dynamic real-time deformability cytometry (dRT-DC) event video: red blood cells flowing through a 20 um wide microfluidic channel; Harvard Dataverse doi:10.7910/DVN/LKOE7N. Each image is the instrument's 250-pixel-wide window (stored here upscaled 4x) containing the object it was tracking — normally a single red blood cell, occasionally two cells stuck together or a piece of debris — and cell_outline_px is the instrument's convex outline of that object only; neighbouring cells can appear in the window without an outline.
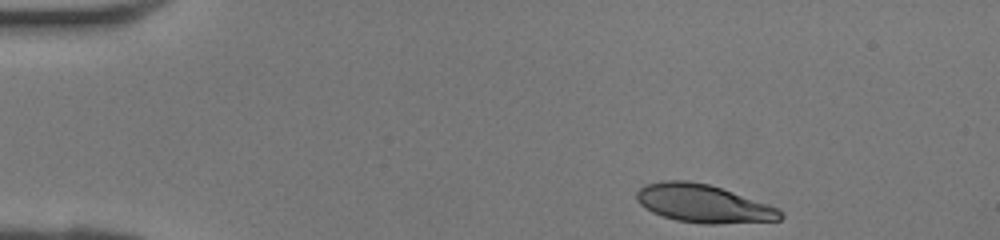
{"species": "human", "species_latin": "Homo sapiens", "temperature_condition": "room temperature", "stored_images_in_passage": 36, "camera_frame_rate_fps": 3000, "um_per_image_px": 0.085, "donor": {"sex": "female"}, "frame": {"image": 1, "passage_image": 1, "time_ms": 0.0, "image_size_px": [1000, 240], "cell_outline_px": [[784, 216], [780, 220], [716, 224], [704, 224], [676, 220], [652, 212], [644, 208], [636, 200], [636, 192], [644, 184], [664, 180], [688, 180], [708, 184], [780, 208], [784, 212]], "centroid_in_image_um": [59.77, 17.3], "position_along_channel_um": 25.2, "area_um2": 31.96}}
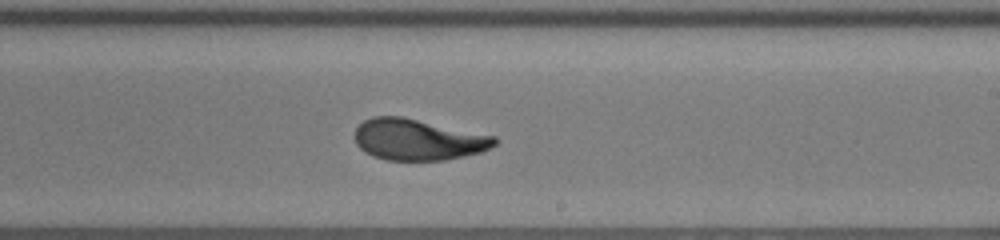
{"frame": {"image": 2, "passage_image": 20, "time_ms": 6.333, "image_size_px": [1000, 240], "cell_outline_px": [[496, 144], [480, 152], [444, 160], [384, 160], [372, 156], [360, 148], [356, 144], [356, 128], [364, 120], [372, 116], [400, 116], [496, 136]], "centroid_in_image_um": [35.5, 11.87], "position_along_channel_um": 253.5, "area_um2": 33.29}}
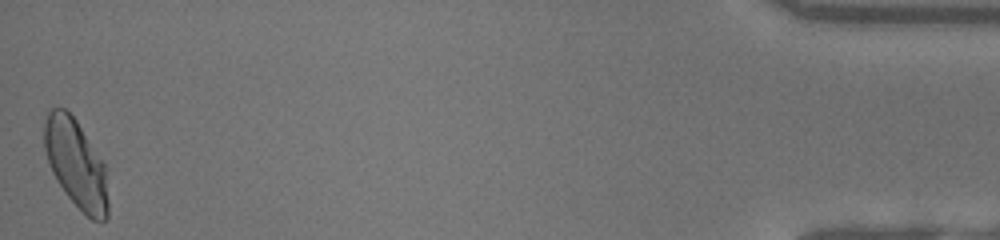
{"frame": {"image": 3, "passage_image": 36, "time_ms": 11.667, "image_size_px": [1000, 240], "cell_outline_px": [[108, 216], [104, 220], [92, 220], [64, 192], [56, 180], [52, 172], [44, 148], [44, 120], [48, 112], [52, 108], [64, 108], [76, 120], [104, 164], [108, 200]], "centroid_in_image_um": [6.44, 13.91], "position_along_channel_um": 428.8, "area_um2": 32.37}}